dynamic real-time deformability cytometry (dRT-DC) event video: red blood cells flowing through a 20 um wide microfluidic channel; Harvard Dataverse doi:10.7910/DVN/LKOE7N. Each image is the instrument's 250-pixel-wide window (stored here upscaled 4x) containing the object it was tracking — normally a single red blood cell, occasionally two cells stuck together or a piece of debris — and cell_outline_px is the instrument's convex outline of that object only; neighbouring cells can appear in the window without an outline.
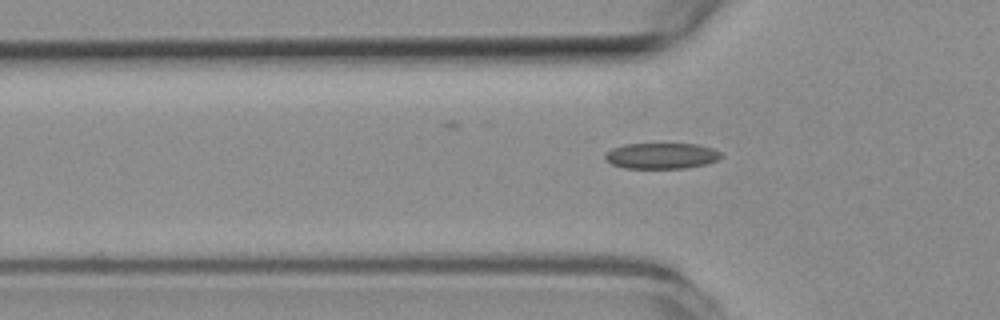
{"species": "common noctule bat (a hibernating species)", "species_latin": "Nyctalus noctula", "temperature_condition": "room temperature", "stored_images_in_passage": 36, "camera_frame_rate_fps": 3000, "um_per_image_px": 0.085, "animal": {"sex": "female", "body_mass_g": 19.3, "forearm_length_mm": 54.1}, "frame": {"image": 1, "passage_image": 5, "time_ms": 1.333, "image_size_px": [1000, 320], "cell_outline_px": [[724, 156], [720, 160], [708, 164], [688, 168], [624, 168], [612, 164], [604, 160], [604, 152], [612, 148], [624, 144], [696, 144], [712, 148], [720, 152]], "centroid_in_image_um": [56.23, 13.25], "position_along_channel_um": 69.6, "area_um2": 17.8}}
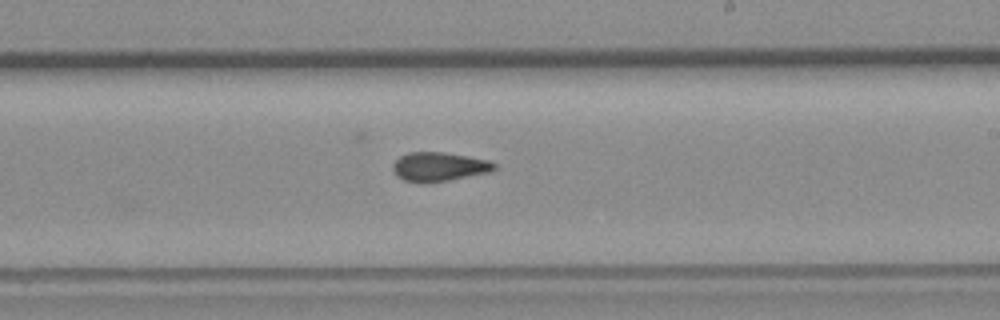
{"frame": {"image": 2, "passage_image": 20, "time_ms": 6.333, "image_size_px": [1000, 320], "cell_outline_px": [[496, 168], [492, 172], [428, 184], [424, 184], [404, 180], [396, 176], [392, 168], [392, 164], [400, 156], [408, 152], [444, 152], [468, 156], [488, 160], [496, 164]], "centroid_in_image_um": [37.31, 14.19], "position_along_channel_um": 251.7, "area_um2": 17.51}}
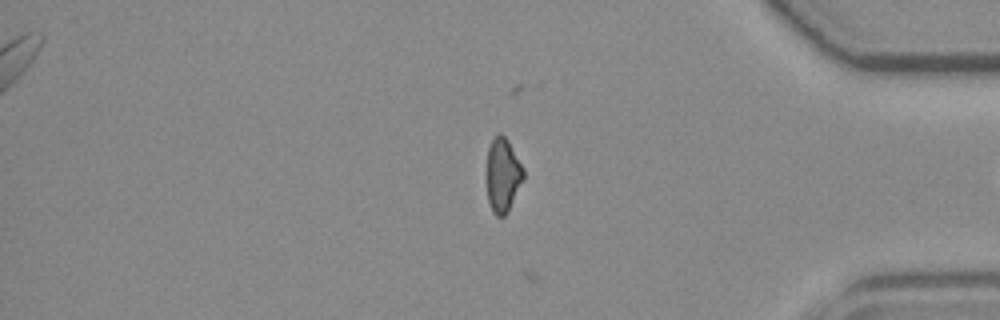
{"frame": {"image": 3, "passage_image": 34, "time_ms": 11.0, "image_size_px": [1000, 320], "cell_outline_px": [[524, 180], [508, 212], [504, 216], [496, 216], [492, 212], [488, 200], [488, 148], [496, 132], [500, 132], [508, 140], [524, 168]], "centroid_in_image_um": [42.77, 14.88], "position_along_channel_um": 392.4, "area_um2": 15.9}, "authors_computed_cell_mechanics": {"area_um2": 17.2822, "velocity_mm_per_s": 3.6203, "shape_relaxation_time_tau1_ms": null, "shape_relaxation_time_tau2_ms": 1.81, "deformation_change_tau1": null, "deformation_change_tau2": 0.0848}}